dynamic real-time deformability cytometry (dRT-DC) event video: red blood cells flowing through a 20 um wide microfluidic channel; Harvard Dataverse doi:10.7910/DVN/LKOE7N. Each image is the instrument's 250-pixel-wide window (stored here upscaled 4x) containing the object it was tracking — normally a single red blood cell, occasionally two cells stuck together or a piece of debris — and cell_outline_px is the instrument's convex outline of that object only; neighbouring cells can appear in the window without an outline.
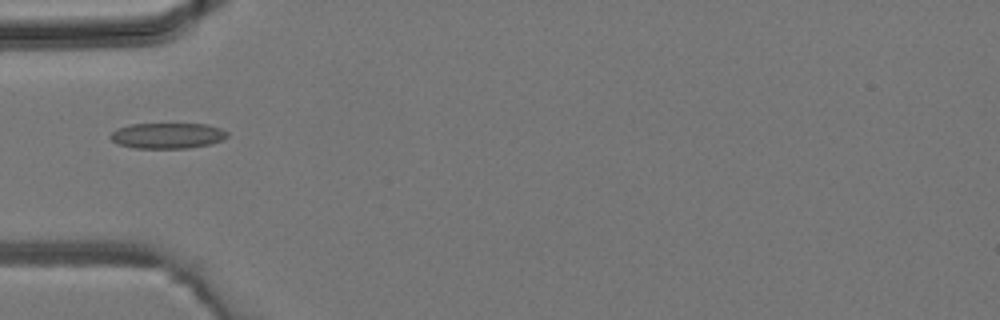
{"species": "common noctule bat (a hibernating species)", "species_latin": "Nyctalus noctula", "temperature_condition": "room temperature", "stored_images_in_passage": 38, "camera_frame_rate_fps": 3000, "um_per_image_px": 0.085, "animal": {"sex": "male", "body_mass_g": 19.2, "forearm_length_mm": 51.8}, "frame": {"image": 1, "passage_image": 10, "time_ms": 3.0, "image_size_px": [1000, 320], "cell_outline_px": [[228, 136], [224, 140], [212, 144], [188, 148], [132, 148], [116, 144], [108, 136], [116, 128], [128, 124], [208, 124], [220, 128], [228, 132]], "centroid_in_image_um": [14.22, 11.53], "position_along_channel_um": 70.8, "area_um2": 17.8}}
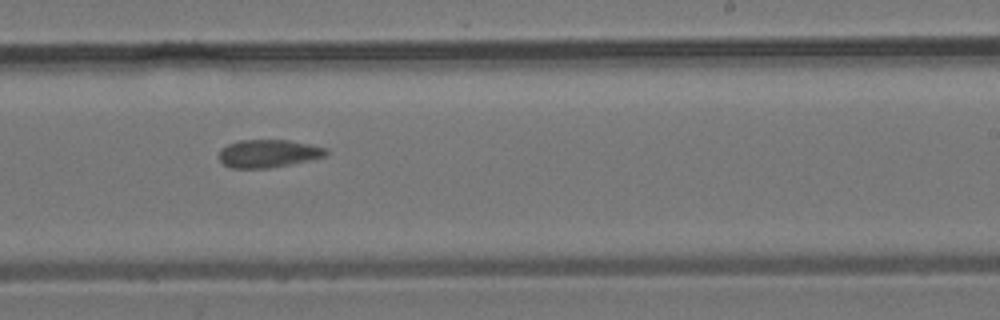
{"frame": {"image": 2, "passage_image": 22, "time_ms": 7.0, "image_size_px": [1000, 320], "cell_outline_px": [[328, 156], [292, 164], [268, 168], [232, 168], [224, 164], [220, 160], [220, 152], [228, 144], [240, 140], [288, 140], [328, 148]], "centroid_in_image_um": [22.87, 13.05], "position_along_channel_um": 266.1, "area_um2": 17.34}}
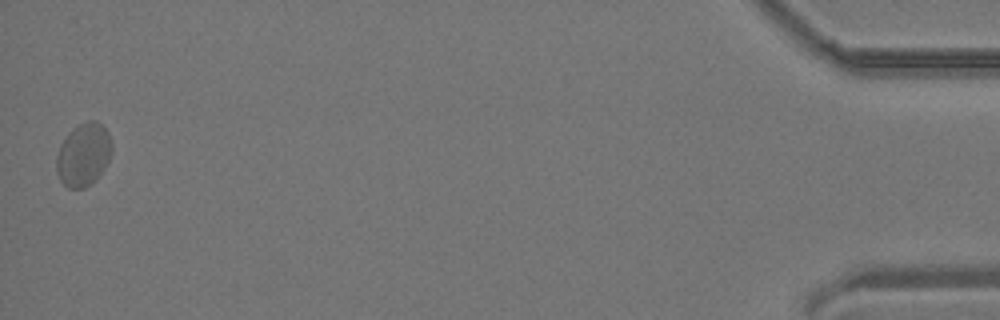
{"frame": {"image": 3, "passage_image": 38, "time_ms": 12.333, "image_size_px": [1000, 320], "cell_outline_px": [[112, 152], [104, 168], [84, 188], [68, 188], [60, 180], [56, 172], [56, 156], [60, 144], [68, 132], [76, 124], [88, 120], [96, 120], [108, 132], [112, 144]], "centroid_in_image_um": [7.06, 13.1], "position_along_channel_um": 428.1, "area_um2": 20.29}}